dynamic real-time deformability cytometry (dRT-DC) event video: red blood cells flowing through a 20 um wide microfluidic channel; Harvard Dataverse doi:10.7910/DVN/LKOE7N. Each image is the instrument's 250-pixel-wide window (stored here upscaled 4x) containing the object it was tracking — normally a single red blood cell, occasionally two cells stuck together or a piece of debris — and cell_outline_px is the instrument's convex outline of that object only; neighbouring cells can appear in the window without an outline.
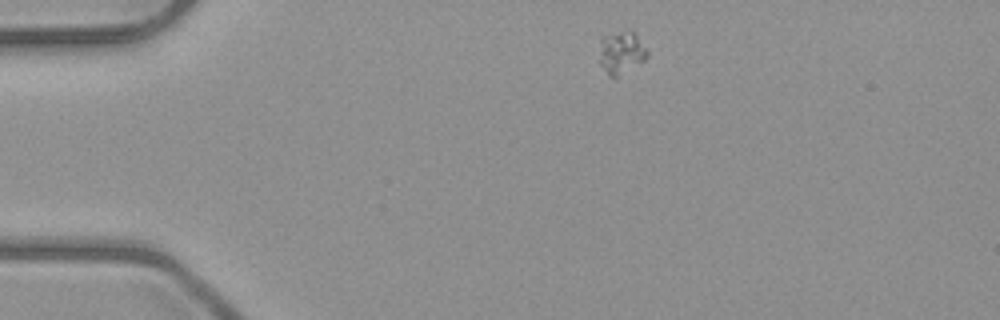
{"species": "common noctule bat (a hibernating species)", "species_latin": "Nyctalus noctula", "temperature_condition": "room temperature", "stored_images_in_passage": 3, "camera_frame_rate_fps": 3000, "um_per_image_px": 0.085, "animal": {"sex": "male", "body_mass_g": 23.1, "forearm_length_mm": 52.7}, "frame": {"image": 1, "passage_image": 1, "time_ms": 0.0, "image_size_px": [1000, 320], "cell_outline_px": [[648, 56], [644, 60], [616, 76], [608, 76], [600, 64], [600, 36], [620, 32], [636, 32], [648, 48]], "centroid_in_image_um": [52.82, 4.43], "position_along_channel_um": 32.2, "area_um2": 11.79}}
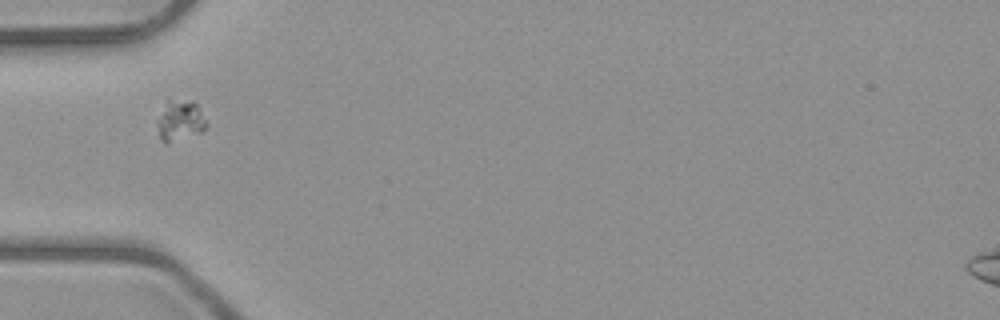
{"frame": {"image": 2, "passage_image": 3, "time_ms": 2.333, "image_size_px": [1000, 320], "cell_outline_px": [[208, 124], [200, 132], [164, 144], [160, 140], [156, 124], [156, 120], [168, 96], [192, 100], [196, 104], [208, 120]], "centroid_in_image_um": [15.27, 10.17], "position_along_channel_um": 69.7, "area_um2": 12.2}}